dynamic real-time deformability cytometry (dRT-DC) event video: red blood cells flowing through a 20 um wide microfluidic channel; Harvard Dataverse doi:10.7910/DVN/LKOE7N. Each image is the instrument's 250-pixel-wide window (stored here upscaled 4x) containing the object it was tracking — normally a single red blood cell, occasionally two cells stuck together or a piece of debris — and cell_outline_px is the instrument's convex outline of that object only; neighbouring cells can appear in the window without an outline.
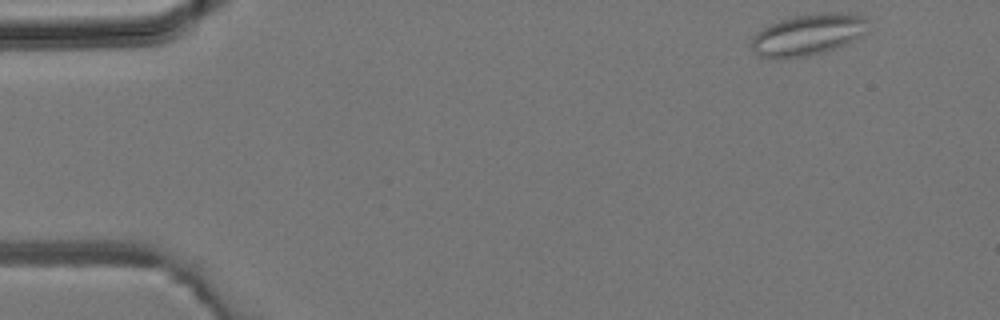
{"species": "common noctule bat (a hibernating species)", "species_latin": "Nyctalus noctula", "temperature_condition": "room temperature", "stored_images_in_passage": 39, "camera_frame_rate_fps": 3000, "um_per_image_px": 0.085, "animal": {"sex": "male", "body_mass_g": 19.2, "forearm_length_mm": 51.8}, "frame": {"image": 1, "passage_image": 1, "time_ms": 0.0, "image_size_px": [1000, 320], "cell_outline_px": [[868, 32], [856, 40], [836, 48], [824, 52], [808, 56], [776, 60], [760, 56], [752, 52], [752, 36], [756, 32], [780, 20], [792, 16], [824, 12], [844, 12], [864, 16], [868, 20]], "centroid_in_image_um": [68.71, 2.96], "position_along_channel_um": 16.3, "area_um2": 28.73}}
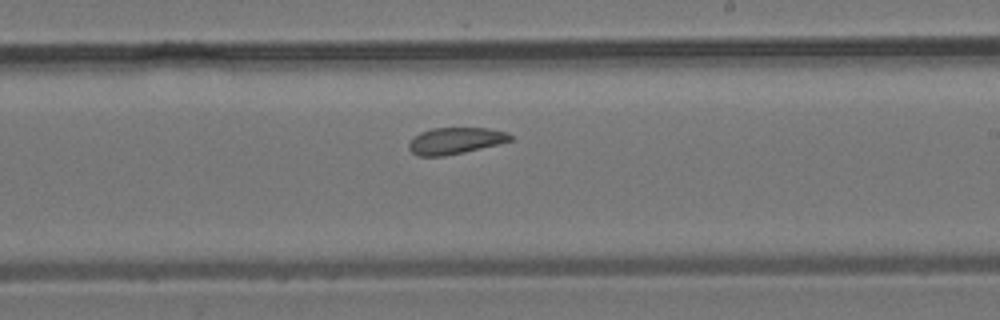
{"frame": {"image": 2, "passage_image": 22, "time_ms": 7.0, "image_size_px": [1000, 320], "cell_outline_px": [[512, 140], [464, 152], [444, 156], [416, 156], [408, 148], [408, 144], [420, 132], [432, 128], [488, 128], [508, 132], [512, 136]], "centroid_in_image_um": [38.69, 11.96], "position_along_channel_um": 250.3, "area_um2": 15.55}}
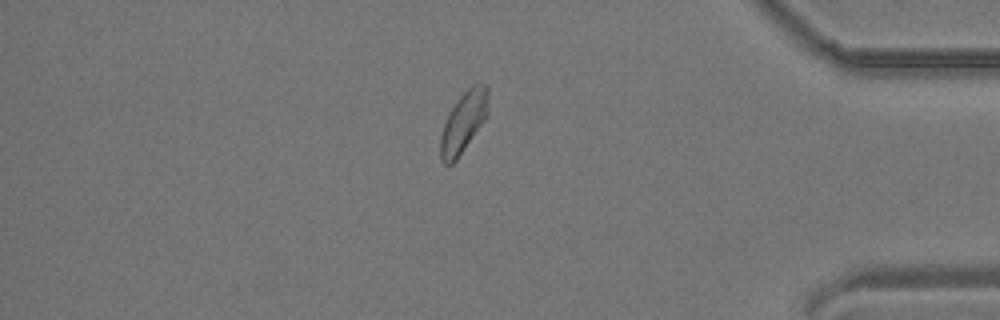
{"frame": {"image": 3, "passage_image": 33, "time_ms": 10.667, "image_size_px": [1000, 320], "cell_outline_px": [[488, 116], [456, 160], [452, 164], [444, 164], [440, 160], [440, 136], [448, 112], [456, 100], [472, 84], [484, 84], [488, 88]], "centroid_in_image_um": [39.39, 10.38], "position_along_channel_um": 395.8, "area_um2": 17.05}}